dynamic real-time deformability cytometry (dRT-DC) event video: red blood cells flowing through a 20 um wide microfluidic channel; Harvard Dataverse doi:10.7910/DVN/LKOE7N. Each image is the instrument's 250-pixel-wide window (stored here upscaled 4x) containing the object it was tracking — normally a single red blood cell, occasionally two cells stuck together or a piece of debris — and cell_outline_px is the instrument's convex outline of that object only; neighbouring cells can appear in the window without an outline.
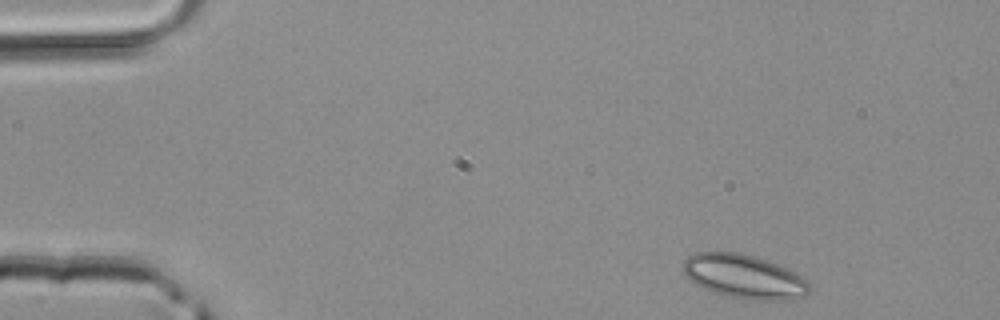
{"species": "common noctule bat (a hibernating species)", "species_latin": "Nyctalus noctula", "temperature_condition": "room temperature", "stored_images_in_passage": 42, "camera_frame_rate_fps": 3000, "um_per_image_px": 0.085, "animal": {"sex": "male", "body_mass_g": 20.4}, "frame": {"image": 1, "passage_image": 1, "time_ms": 0.0, "image_size_px": [1000, 320], "cell_outline_px": [[812, 288], [804, 296], [788, 300], [756, 300], [732, 296], [716, 292], [704, 288], [688, 280], [684, 276], [680, 268], [680, 264], [688, 256], [696, 252], [736, 252], [756, 256], [768, 260], [808, 280]], "centroid_in_image_um": [63.2, 23.49], "position_along_channel_um": 21.8, "area_um2": 32.37}}
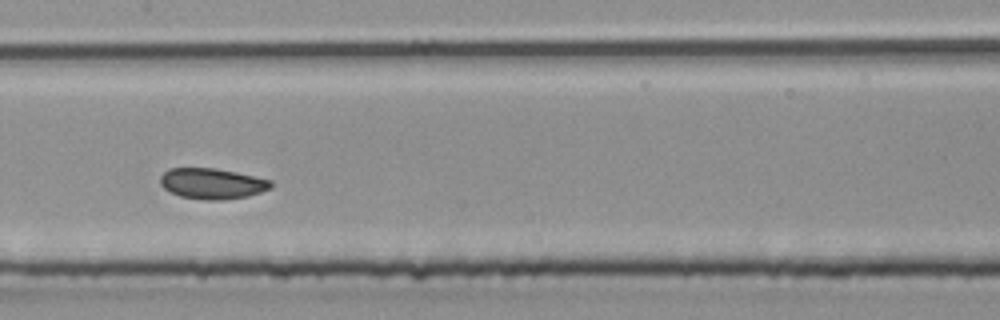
{"frame": {"image": 2, "passage_image": 19, "time_ms": 6.0, "image_size_px": [1000, 320], "cell_outline_px": [[272, 188], [248, 196], [224, 200], [204, 200], [180, 196], [164, 188], [160, 184], [160, 176], [168, 168], [216, 168], [236, 172], [272, 180]], "centroid_in_image_um": [18.04, 15.6], "position_along_channel_um": 189.4, "area_um2": 19.88}}
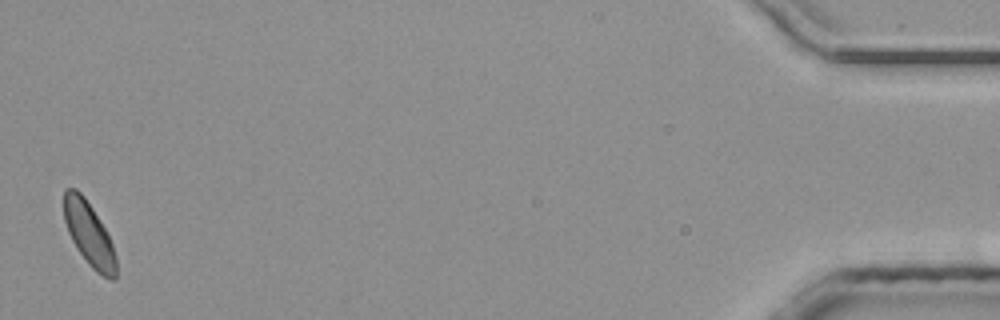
{"frame": {"image": 3, "passage_image": 42, "time_ms": 13.667, "image_size_px": [1000, 320], "cell_outline_px": [[116, 280], [108, 280], [96, 272], [88, 264], [76, 248], [68, 232], [64, 220], [64, 188], [76, 188], [84, 196], [92, 208], [104, 228], [112, 244], [116, 256]], "centroid_in_image_um": [7.56, 19.92], "position_along_channel_um": 427.6, "area_um2": 19.36}}